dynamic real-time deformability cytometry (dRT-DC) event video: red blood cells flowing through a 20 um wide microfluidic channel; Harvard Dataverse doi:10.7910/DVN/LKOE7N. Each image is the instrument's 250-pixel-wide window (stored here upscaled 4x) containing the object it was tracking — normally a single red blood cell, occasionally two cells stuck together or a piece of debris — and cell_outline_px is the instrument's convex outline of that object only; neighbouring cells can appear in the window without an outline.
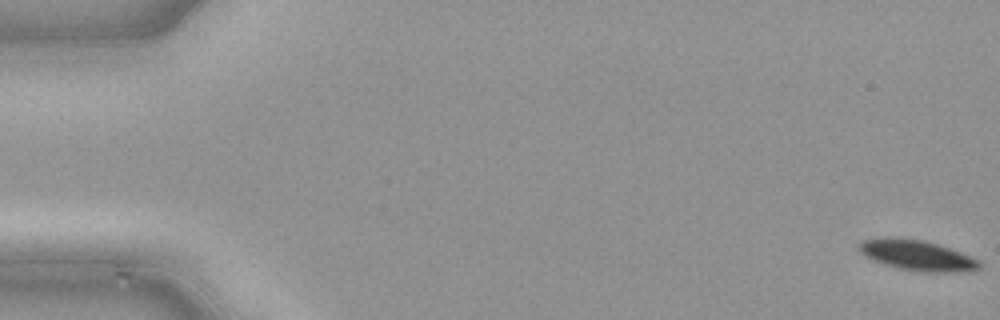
{"species": "common noctule bat (a hibernating species)", "species_latin": "Nyctalus noctula", "temperature_condition": "cold", "stored_images_in_passage": 50, "camera_frame_rate_fps": 3000, "um_per_image_px": 0.085, "animal": {"sex": "male", "body_mass_g": 21.5, "forearm_length_mm": 52.0}, "frame": {"image": 1, "passage_image": 1, "time_ms": 0.0, "image_size_px": [1000, 320], "cell_outline_px": [[980, 268], [960, 272], [928, 272], [900, 268], [864, 256], [856, 248], [856, 244], [860, 240], [888, 236], [924, 240], [960, 252], [980, 260]], "centroid_in_image_um": [77.9, 21.67], "position_along_channel_um": 7.1, "area_um2": 21.21}}
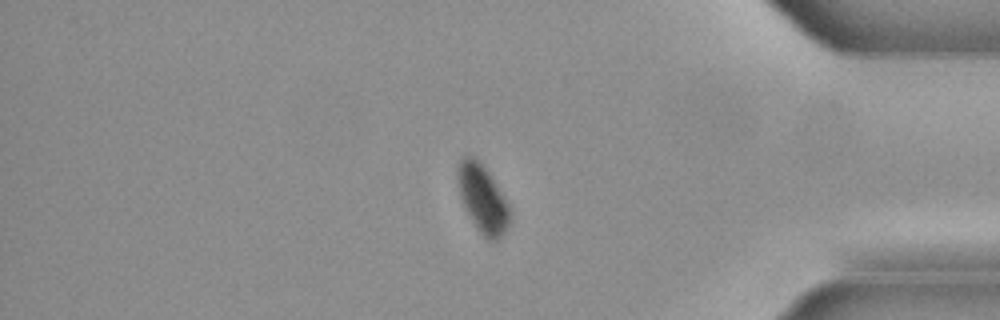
{"frame": {"image": 2, "passage_image": 42, "time_ms": 13.667, "image_size_px": [1000, 320], "cell_outline_px": [[512, 216], [504, 232], [496, 240], [488, 240], [476, 228], [464, 204], [460, 192], [456, 176], [456, 172], [460, 160], [464, 156], [472, 156], [480, 160], [488, 172], [508, 204], [512, 212]], "centroid_in_image_um": [41.03, 16.87], "position_along_channel_um": 394.2, "area_um2": 20.23}}
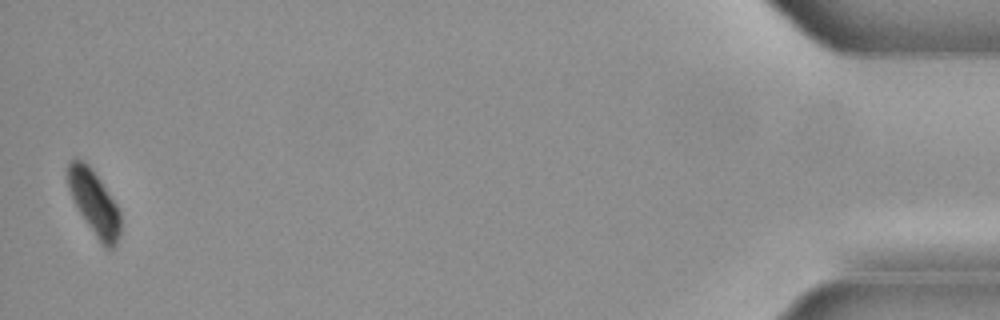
{"frame": {"image": 3, "passage_image": 49, "time_ms": 16.0, "image_size_px": [1000, 320], "cell_outline_px": [[120, 236], [116, 244], [112, 248], [104, 248], [100, 244], [80, 212], [72, 196], [68, 184], [68, 164], [72, 160], [84, 160], [92, 168], [116, 204], [120, 212]], "centroid_in_image_um": [8.04, 17.27], "position_along_channel_um": 427.2, "area_um2": 19.42}}